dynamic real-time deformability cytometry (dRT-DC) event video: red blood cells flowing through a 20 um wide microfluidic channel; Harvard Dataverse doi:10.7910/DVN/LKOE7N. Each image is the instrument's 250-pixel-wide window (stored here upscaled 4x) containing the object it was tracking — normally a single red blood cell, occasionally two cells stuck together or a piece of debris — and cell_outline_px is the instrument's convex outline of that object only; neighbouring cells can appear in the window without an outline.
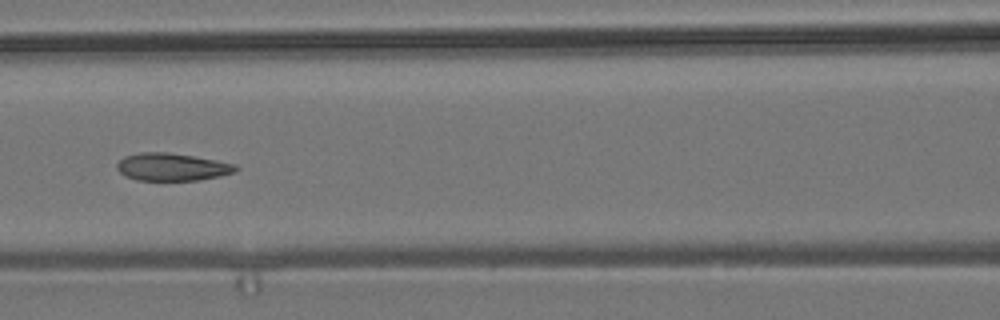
{"species": "common noctule bat (a hibernating species)", "species_latin": "Nyctalus noctula", "temperature_condition": "room temperature", "stored_images_in_passage": 7, "camera_frame_rate_fps": 3000, "um_per_image_px": 0.085, "animal": {"sex": "male", "body_mass_g": 19.2, "forearm_length_mm": 51.8}, "frame": {"image": 1, "passage_image": 6, "time_ms": 5.667, "image_size_px": [1000, 320], "cell_outline_px": [[240, 168], [236, 172], [220, 176], [200, 180], [136, 180], [124, 176], [116, 168], [116, 164], [124, 156], [140, 152], [168, 152], [216, 160], [236, 164]], "centroid_in_image_um": [14.63, 14.19], "position_along_channel_um": 152.0, "area_um2": 19.25}}